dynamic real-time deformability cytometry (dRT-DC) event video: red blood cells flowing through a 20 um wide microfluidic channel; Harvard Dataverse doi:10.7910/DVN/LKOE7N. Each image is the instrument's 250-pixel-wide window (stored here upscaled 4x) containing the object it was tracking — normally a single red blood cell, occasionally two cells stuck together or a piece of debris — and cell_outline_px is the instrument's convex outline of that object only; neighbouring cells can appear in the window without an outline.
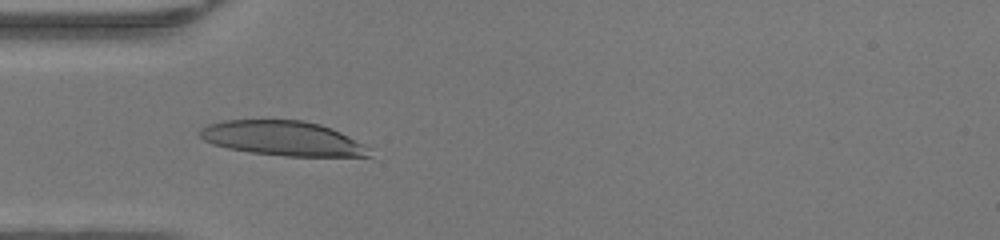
{"species": "human", "species_latin": "Homo sapiens", "temperature_condition": "warm", "stored_images_in_passage": 42, "camera_frame_rate_fps": 3000, "um_per_image_px": 0.085, "donor": {"sex": "female"}, "frame": {"image": 1, "passage_image": 9, "time_ms": 2.667, "image_size_px": [1000, 240], "cell_outline_px": [[372, 156], [284, 156], [252, 152], [228, 148], [212, 144], [204, 140], [200, 136], [200, 128], [208, 124], [224, 120], [304, 120], [320, 124], [332, 128], [372, 148]], "centroid_in_image_um": [24.06, 11.76], "position_along_channel_um": 60.9, "area_um2": 34.22}}
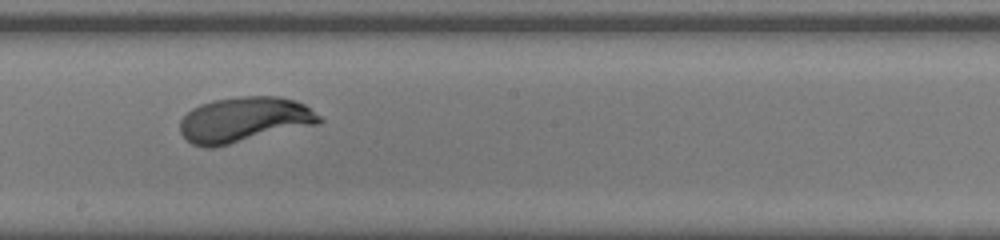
{"frame": {"image": 2, "passage_image": 21, "time_ms": 6.667, "image_size_px": [1000, 240], "cell_outline_px": [[324, 120], [320, 124], [212, 148], [204, 148], [192, 144], [180, 132], [180, 120], [192, 108], [200, 104], [212, 100], [240, 96], [280, 96], [296, 100], [304, 104], [320, 116]], "centroid_in_image_um": [20.78, 10.17], "position_along_channel_um": 227.4, "area_um2": 37.05}}
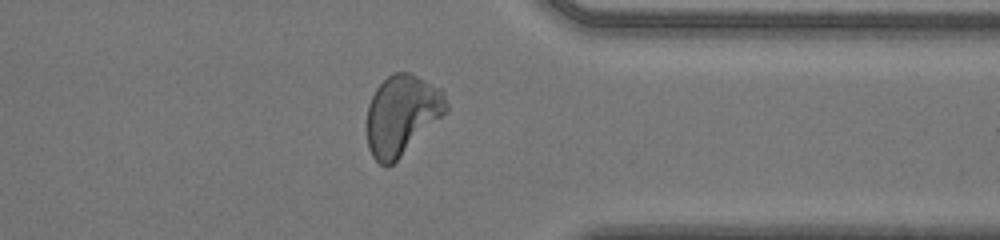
{"frame": {"image": 3, "passage_image": 32, "time_ms": 10.333, "image_size_px": [1000, 240], "cell_outline_px": [[448, 112], [388, 168], [380, 164], [372, 156], [368, 148], [368, 104], [376, 88], [388, 76], [396, 72], [408, 72], [440, 88], [444, 92], [448, 104]], "centroid_in_image_um": [34.18, 9.78], "position_along_channel_um": 377.2, "area_um2": 36.82}, "authors_computed_cell_mechanics": {"area_um2": 35.7204, "velocity_mm_per_s": 4.2345, "shape_relaxation_time_tau1_ms": 1.9772, "shape_relaxation_time_tau2_ms": null, "deformation_change_tau1": 0.139, "deformation_change_tau2": null}}